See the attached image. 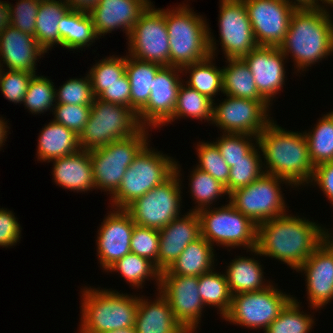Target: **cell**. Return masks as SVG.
Here are the masks:
<instances>
[{"label":"cell","mask_w":333,"mask_h":333,"mask_svg":"<svg viewBox=\"0 0 333 333\" xmlns=\"http://www.w3.org/2000/svg\"><path fill=\"white\" fill-rule=\"evenodd\" d=\"M286 1L294 4L297 8L320 7V5H321L319 3V0H286Z\"/></svg>","instance_id":"6f0895ef"},{"label":"cell","mask_w":333,"mask_h":333,"mask_svg":"<svg viewBox=\"0 0 333 333\" xmlns=\"http://www.w3.org/2000/svg\"><path fill=\"white\" fill-rule=\"evenodd\" d=\"M281 184L294 188L286 179L264 173L248 186L231 192L228 202L258 225L288 212Z\"/></svg>","instance_id":"8fae6325"},{"label":"cell","mask_w":333,"mask_h":333,"mask_svg":"<svg viewBox=\"0 0 333 333\" xmlns=\"http://www.w3.org/2000/svg\"><path fill=\"white\" fill-rule=\"evenodd\" d=\"M40 132L36 149L38 161L49 163L53 159L74 154L81 149L78 135L53 120L44 125Z\"/></svg>","instance_id":"4316f807"},{"label":"cell","mask_w":333,"mask_h":333,"mask_svg":"<svg viewBox=\"0 0 333 333\" xmlns=\"http://www.w3.org/2000/svg\"><path fill=\"white\" fill-rule=\"evenodd\" d=\"M214 143L231 168L234 163L244 160V157L257 145V137L249 134L223 133Z\"/></svg>","instance_id":"f6af8a7d"},{"label":"cell","mask_w":333,"mask_h":333,"mask_svg":"<svg viewBox=\"0 0 333 333\" xmlns=\"http://www.w3.org/2000/svg\"><path fill=\"white\" fill-rule=\"evenodd\" d=\"M219 40L225 59L243 58L258 47L243 0H220Z\"/></svg>","instance_id":"9a60e30c"},{"label":"cell","mask_w":333,"mask_h":333,"mask_svg":"<svg viewBox=\"0 0 333 333\" xmlns=\"http://www.w3.org/2000/svg\"><path fill=\"white\" fill-rule=\"evenodd\" d=\"M151 4L150 0H100L90 12L97 37L120 28L128 37L138 18Z\"/></svg>","instance_id":"7402d4cb"},{"label":"cell","mask_w":333,"mask_h":333,"mask_svg":"<svg viewBox=\"0 0 333 333\" xmlns=\"http://www.w3.org/2000/svg\"><path fill=\"white\" fill-rule=\"evenodd\" d=\"M59 35L62 47L69 50H83L99 39L95 33L89 13L69 10L59 22ZM82 48V49H81Z\"/></svg>","instance_id":"4dcf8cb0"},{"label":"cell","mask_w":333,"mask_h":333,"mask_svg":"<svg viewBox=\"0 0 333 333\" xmlns=\"http://www.w3.org/2000/svg\"><path fill=\"white\" fill-rule=\"evenodd\" d=\"M101 222L96 245L100 266L106 271L116 261L131 252L134 221L125 209H115Z\"/></svg>","instance_id":"ffe728a7"},{"label":"cell","mask_w":333,"mask_h":333,"mask_svg":"<svg viewBox=\"0 0 333 333\" xmlns=\"http://www.w3.org/2000/svg\"><path fill=\"white\" fill-rule=\"evenodd\" d=\"M213 60L214 57L210 55L202 61L186 65L182 68V75L189 73V80L185 84L215 102L214 97L218 92L223 93V78L222 68H217Z\"/></svg>","instance_id":"836d02e7"},{"label":"cell","mask_w":333,"mask_h":333,"mask_svg":"<svg viewBox=\"0 0 333 333\" xmlns=\"http://www.w3.org/2000/svg\"><path fill=\"white\" fill-rule=\"evenodd\" d=\"M259 150L257 144L244 157V160L234 163L230 168L228 184L225 186L228 195L238 188L248 186L264 174L263 160Z\"/></svg>","instance_id":"60d3db41"},{"label":"cell","mask_w":333,"mask_h":333,"mask_svg":"<svg viewBox=\"0 0 333 333\" xmlns=\"http://www.w3.org/2000/svg\"><path fill=\"white\" fill-rule=\"evenodd\" d=\"M296 272H304L306 276L310 308L318 311L333 300V236L331 233Z\"/></svg>","instance_id":"d6986e66"},{"label":"cell","mask_w":333,"mask_h":333,"mask_svg":"<svg viewBox=\"0 0 333 333\" xmlns=\"http://www.w3.org/2000/svg\"><path fill=\"white\" fill-rule=\"evenodd\" d=\"M90 112L91 105L56 104L53 108V121L79 135L88 122Z\"/></svg>","instance_id":"681fc988"},{"label":"cell","mask_w":333,"mask_h":333,"mask_svg":"<svg viewBox=\"0 0 333 333\" xmlns=\"http://www.w3.org/2000/svg\"><path fill=\"white\" fill-rule=\"evenodd\" d=\"M161 67L159 64L128 57L126 54V74L131 87L130 108L136 114L147 104L153 79Z\"/></svg>","instance_id":"1f68e13d"},{"label":"cell","mask_w":333,"mask_h":333,"mask_svg":"<svg viewBox=\"0 0 333 333\" xmlns=\"http://www.w3.org/2000/svg\"><path fill=\"white\" fill-rule=\"evenodd\" d=\"M276 123L273 119L257 136L264 173L284 178L295 188L308 186L315 167L304 132L287 131Z\"/></svg>","instance_id":"7a4b0ae2"},{"label":"cell","mask_w":333,"mask_h":333,"mask_svg":"<svg viewBox=\"0 0 333 333\" xmlns=\"http://www.w3.org/2000/svg\"><path fill=\"white\" fill-rule=\"evenodd\" d=\"M180 167L176 162L175 173L168 180L152 188L125 209L136 225L160 230L179 217L182 206Z\"/></svg>","instance_id":"30bf717a"},{"label":"cell","mask_w":333,"mask_h":333,"mask_svg":"<svg viewBox=\"0 0 333 333\" xmlns=\"http://www.w3.org/2000/svg\"><path fill=\"white\" fill-rule=\"evenodd\" d=\"M189 187L190 193L195 201L194 208L189 211L198 212L201 209L209 208L210 205H213V202H216L217 199L224 195H228L225 186L221 184L218 180L212 177L209 173H206L197 167H194L191 171Z\"/></svg>","instance_id":"f35d334b"},{"label":"cell","mask_w":333,"mask_h":333,"mask_svg":"<svg viewBox=\"0 0 333 333\" xmlns=\"http://www.w3.org/2000/svg\"><path fill=\"white\" fill-rule=\"evenodd\" d=\"M184 3L175 9H164L170 45V66L183 68L217 55L216 40L200 14ZM198 14V15H197Z\"/></svg>","instance_id":"277c9868"},{"label":"cell","mask_w":333,"mask_h":333,"mask_svg":"<svg viewBox=\"0 0 333 333\" xmlns=\"http://www.w3.org/2000/svg\"><path fill=\"white\" fill-rule=\"evenodd\" d=\"M322 7L296 8L279 49L293 59L296 71H306L333 53V17ZM327 56V57H326Z\"/></svg>","instance_id":"3957f363"},{"label":"cell","mask_w":333,"mask_h":333,"mask_svg":"<svg viewBox=\"0 0 333 333\" xmlns=\"http://www.w3.org/2000/svg\"><path fill=\"white\" fill-rule=\"evenodd\" d=\"M104 333H136V330H135V327H130V328H122L119 330L104 332Z\"/></svg>","instance_id":"91938a15"},{"label":"cell","mask_w":333,"mask_h":333,"mask_svg":"<svg viewBox=\"0 0 333 333\" xmlns=\"http://www.w3.org/2000/svg\"><path fill=\"white\" fill-rule=\"evenodd\" d=\"M258 46H277L284 41L290 18L297 8L286 0H243Z\"/></svg>","instance_id":"2e32d148"},{"label":"cell","mask_w":333,"mask_h":333,"mask_svg":"<svg viewBox=\"0 0 333 333\" xmlns=\"http://www.w3.org/2000/svg\"><path fill=\"white\" fill-rule=\"evenodd\" d=\"M236 257L230 261L224 272L231 295L261 291L273 284L264 279V268L259 260L241 255Z\"/></svg>","instance_id":"f1b7e54d"},{"label":"cell","mask_w":333,"mask_h":333,"mask_svg":"<svg viewBox=\"0 0 333 333\" xmlns=\"http://www.w3.org/2000/svg\"><path fill=\"white\" fill-rule=\"evenodd\" d=\"M213 103L207 96L185 85L183 81L178 90L173 116L165 125L177 119L187 117L201 121L204 119V122L209 121L211 124L213 119Z\"/></svg>","instance_id":"e575fe53"},{"label":"cell","mask_w":333,"mask_h":333,"mask_svg":"<svg viewBox=\"0 0 333 333\" xmlns=\"http://www.w3.org/2000/svg\"><path fill=\"white\" fill-rule=\"evenodd\" d=\"M81 294L79 333H104L134 327L138 296L91 286L84 287Z\"/></svg>","instance_id":"5b68a950"},{"label":"cell","mask_w":333,"mask_h":333,"mask_svg":"<svg viewBox=\"0 0 333 333\" xmlns=\"http://www.w3.org/2000/svg\"><path fill=\"white\" fill-rule=\"evenodd\" d=\"M11 25L10 3L0 0V33Z\"/></svg>","instance_id":"9f6ffc18"},{"label":"cell","mask_w":333,"mask_h":333,"mask_svg":"<svg viewBox=\"0 0 333 333\" xmlns=\"http://www.w3.org/2000/svg\"><path fill=\"white\" fill-rule=\"evenodd\" d=\"M314 183V184H313ZM310 185L319 186L333 205V161L318 164L314 168L313 178Z\"/></svg>","instance_id":"db71d44e"},{"label":"cell","mask_w":333,"mask_h":333,"mask_svg":"<svg viewBox=\"0 0 333 333\" xmlns=\"http://www.w3.org/2000/svg\"><path fill=\"white\" fill-rule=\"evenodd\" d=\"M69 10L70 7L64 0L40 2L34 37L46 53L55 44L62 47V40L59 35V22Z\"/></svg>","instance_id":"f546056e"},{"label":"cell","mask_w":333,"mask_h":333,"mask_svg":"<svg viewBox=\"0 0 333 333\" xmlns=\"http://www.w3.org/2000/svg\"><path fill=\"white\" fill-rule=\"evenodd\" d=\"M271 284L266 289L232 295L231 307L223 320L250 329H264L278 317L293 298Z\"/></svg>","instance_id":"7c38bea8"},{"label":"cell","mask_w":333,"mask_h":333,"mask_svg":"<svg viewBox=\"0 0 333 333\" xmlns=\"http://www.w3.org/2000/svg\"><path fill=\"white\" fill-rule=\"evenodd\" d=\"M40 2L39 0H18L15 6L10 4L11 25L22 33L34 36Z\"/></svg>","instance_id":"f907efd6"},{"label":"cell","mask_w":333,"mask_h":333,"mask_svg":"<svg viewBox=\"0 0 333 333\" xmlns=\"http://www.w3.org/2000/svg\"><path fill=\"white\" fill-rule=\"evenodd\" d=\"M22 227L12 211L0 208V247H11L21 239Z\"/></svg>","instance_id":"816d5d0a"},{"label":"cell","mask_w":333,"mask_h":333,"mask_svg":"<svg viewBox=\"0 0 333 333\" xmlns=\"http://www.w3.org/2000/svg\"><path fill=\"white\" fill-rule=\"evenodd\" d=\"M143 297H138L136 333H188L176 320L167 298L159 290L154 301Z\"/></svg>","instance_id":"484cf974"},{"label":"cell","mask_w":333,"mask_h":333,"mask_svg":"<svg viewBox=\"0 0 333 333\" xmlns=\"http://www.w3.org/2000/svg\"><path fill=\"white\" fill-rule=\"evenodd\" d=\"M284 214L257 225L254 256H266L297 270L328 237L329 231L304 217Z\"/></svg>","instance_id":"6da1fadb"},{"label":"cell","mask_w":333,"mask_h":333,"mask_svg":"<svg viewBox=\"0 0 333 333\" xmlns=\"http://www.w3.org/2000/svg\"><path fill=\"white\" fill-rule=\"evenodd\" d=\"M130 248L132 253L149 259L158 269L159 230L135 224Z\"/></svg>","instance_id":"7dc6e473"},{"label":"cell","mask_w":333,"mask_h":333,"mask_svg":"<svg viewBox=\"0 0 333 333\" xmlns=\"http://www.w3.org/2000/svg\"><path fill=\"white\" fill-rule=\"evenodd\" d=\"M214 247L202 236L191 242L160 275L201 276L214 269Z\"/></svg>","instance_id":"83f0119b"},{"label":"cell","mask_w":333,"mask_h":333,"mask_svg":"<svg viewBox=\"0 0 333 333\" xmlns=\"http://www.w3.org/2000/svg\"><path fill=\"white\" fill-rule=\"evenodd\" d=\"M196 150L199 164L195 167L209 173L221 184L226 186L228 184L230 167L222 158L221 152L214 141H199Z\"/></svg>","instance_id":"ee69618b"},{"label":"cell","mask_w":333,"mask_h":333,"mask_svg":"<svg viewBox=\"0 0 333 333\" xmlns=\"http://www.w3.org/2000/svg\"><path fill=\"white\" fill-rule=\"evenodd\" d=\"M147 129L141 127L132 136L89 150L95 189L104 190L110 196L118 190L127 168L149 143Z\"/></svg>","instance_id":"52a82bcc"},{"label":"cell","mask_w":333,"mask_h":333,"mask_svg":"<svg viewBox=\"0 0 333 333\" xmlns=\"http://www.w3.org/2000/svg\"><path fill=\"white\" fill-rule=\"evenodd\" d=\"M54 82L45 76L33 75L24 96V106L32 114L52 111L56 105Z\"/></svg>","instance_id":"b9f144b4"},{"label":"cell","mask_w":333,"mask_h":333,"mask_svg":"<svg viewBox=\"0 0 333 333\" xmlns=\"http://www.w3.org/2000/svg\"><path fill=\"white\" fill-rule=\"evenodd\" d=\"M211 208V209H210ZM201 236L212 246L243 247L247 252L257 246V225L230 202L198 212Z\"/></svg>","instance_id":"9c48e42d"},{"label":"cell","mask_w":333,"mask_h":333,"mask_svg":"<svg viewBox=\"0 0 333 333\" xmlns=\"http://www.w3.org/2000/svg\"><path fill=\"white\" fill-rule=\"evenodd\" d=\"M128 56L170 66V45L164 9L150 5L138 18L128 38Z\"/></svg>","instance_id":"4fadbf2b"},{"label":"cell","mask_w":333,"mask_h":333,"mask_svg":"<svg viewBox=\"0 0 333 333\" xmlns=\"http://www.w3.org/2000/svg\"><path fill=\"white\" fill-rule=\"evenodd\" d=\"M159 291L167 298L176 320L188 333H194L205 307L198 291V277L160 275Z\"/></svg>","instance_id":"e0dca14e"},{"label":"cell","mask_w":333,"mask_h":333,"mask_svg":"<svg viewBox=\"0 0 333 333\" xmlns=\"http://www.w3.org/2000/svg\"><path fill=\"white\" fill-rule=\"evenodd\" d=\"M179 73H182V68L175 66H162L157 71L150 98L137 113L142 127L161 128L173 116L178 90L183 82Z\"/></svg>","instance_id":"ac0fdd59"},{"label":"cell","mask_w":333,"mask_h":333,"mask_svg":"<svg viewBox=\"0 0 333 333\" xmlns=\"http://www.w3.org/2000/svg\"><path fill=\"white\" fill-rule=\"evenodd\" d=\"M200 236V218L194 211L181 214L160 229L158 270L160 272L167 270L184 249Z\"/></svg>","instance_id":"603a6c76"},{"label":"cell","mask_w":333,"mask_h":333,"mask_svg":"<svg viewBox=\"0 0 333 333\" xmlns=\"http://www.w3.org/2000/svg\"><path fill=\"white\" fill-rule=\"evenodd\" d=\"M198 291L204 306L217 308L223 318L230 310V294L225 274L210 272L198 277Z\"/></svg>","instance_id":"74e56055"},{"label":"cell","mask_w":333,"mask_h":333,"mask_svg":"<svg viewBox=\"0 0 333 333\" xmlns=\"http://www.w3.org/2000/svg\"><path fill=\"white\" fill-rule=\"evenodd\" d=\"M7 121H5V119H3V117H0V149L1 147H3V145H5V141H7L6 139L8 138V131L7 129H9V126L7 125Z\"/></svg>","instance_id":"680465c9"},{"label":"cell","mask_w":333,"mask_h":333,"mask_svg":"<svg viewBox=\"0 0 333 333\" xmlns=\"http://www.w3.org/2000/svg\"><path fill=\"white\" fill-rule=\"evenodd\" d=\"M44 53L34 36L22 33L12 25L0 33V68L6 66L5 71H26L35 75L36 63Z\"/></svg>","instance_id":"cb8c5ba5"},{"label":"cell","mask_w":333,"mask_h":333,"mask_svg":"<svg viewBox=\"0 0 333 333\" xmlns=\"http://www.w3.org/2000/svg\"><path fill=\"white\" fill-rule=\"evenodd\" d=\"M222 68L223 94L250 100H266L258 91L250 68L242 58L226 59Z\"/></svg>","instance_id":"d6a6232c"},{"label":"cell","mask_w":333,"mask_h":333,"mask_svg":"<svg viewBox=\"0 0 333 333\" xmlns=\"http://www.w3.org/2000/svg\"><path fill=\"white\" fill-rule=\"evenodd\" d=\"M300 305V302L293 297L264 333H310L315 319L312 314L301 311Z\"/></svg>","instance_id":"ab89813d"},{"label":"cell","mask_w":333,"mask_h":333,"mask_svg":"<svg viewBox=\"0 0 333 333\" xmlns=\"http://www.w3.org/2000/svg\"><path fill=\"white\" fill-rule=\"evenodd\" d=\"M309 157L314 165L333 161V111L318 119L311 131H304Z\"/></svg>","instance_id":"8d00e7d4"},{"label":"cell","mask_w":333,"mask_h":333,"mask_svg":"<svg viewBox=\"0 0 333 333\" xmlns=\"http://www.w3.org/2000/svg\"><path fill=\"white\" fill-rule=\"evenodd\" d=\"M51 161L53 180L59 187L77 193L95 190L89 150L80 149L74 154Z\"/></svg>","instance_id":"d4e9b609"},{"label":"cell","mask_w":333,"mask_h":333,"mask_svg":"<svg viewBox=\"0 0 333 333\" xmlns=\"http://www.w3.org/2000/svg\"><path fill=\"white\" fill-rule=\"evenodd\" d=\"M148 143L127 168L118 190L110 197L111 210L126 209L132 202L159 186L175 173L176 161Z\"/></svg>","instance_id":"8992f818"},{"label":"cell","mask_w":333,"mask_h":333,"mask_svg":"<svg viewBox=\"0 0 333 333\" xmlns=\"http://www.w3.org/2000/svg\"><path fill=\"white\" fill-rule=\"evenodd\" d=\"M71 10L89 13L100 3V0H64Z\"/></svg>","instance_id":"11a10c76"},{"label":"cell","mask_w":333,"mask_h":333,"mask_svg":"<svg viewBox=\"0 0 333 333\" xmlns=\"http://www.w3.org/2000/svg\"><path fill=\"white\" fill-rule=\"evenodd\" d=\"M242 59L250 68L259 93L272 104L285 85L284 64L288 58L277 46H258Z\"/></svg>","instance_id":"44dd1931"},{"label":"cell","mask_w":333,"mask_h":333,"mask_svg":"<svg viewBox=\"0 0 333 333\" xmlns=\"http://www.w3.org/2000/svg\"><path fill=\"white\" fill-rule=\"evenodd\" d=\"M126 73V56L112 55L96 62L88 74L95 97H98L107 86L119 81Z\"/></svg>","instance_id":"7bdbcfd3"},{"label":"cell","mask_w":333,"mask_h":333,"mask_svg":"<svg viewBox=\"0 0 333 333\" xmlns=\"http://www.w3.org/2000/svg\"><path fill=\"white\" fill-rule=\"evenodd\" d=\"M106 272H118L125 279L126 283L137 290L142 289V285L148 279H155L157 291L160 286V271L149 259L141 257L132 252L126 254L123 258L111 265Z\"/></svg>","instance_id":"d590c367"},{"label":"cell","mask_w":333,"mask_h":333,"mask_svg":"<svg viewBox=\"0 0 333 333\" xmlns=\"http://www.w3.org/2000/svg\"><path fill=\"white\" fill-rule=\"evenodd\" d=\"M55 90L56 104L92 105L95 99L90 76L65 81Z\"/></svg>","instance_id":"bcb514c9"},{"label":"cell","mask_w":333,"mask_h":333,"mask_svg":"<svg viewBox=\"0 0 333 333\" xmlns=\"http://www.w3.org/2000/svg\"><path fill=\"white\" fill-rule=\"evenodd\" d=\"M34 74L26 71H16L0 68V90L4 97L14 104H23L30 80Z\"/></svg>","instance_id":"c3c4849f"},{"label":"cell","mask_w":333,"mask_h":333,"mask_svg":"<svg viewBox=\"0 0 333 333\" xmlns=\"http://www.w3.org/2000/svg\"><path fill=\"white\" fill-rule=\"evenodd\" d=\"M131 87L125 73L118 82L107 86L97 98L106 102L121 104L130 108Z\"/></svg>","instance_id":"f5cc1de1"},{"label":"cell","mask_w":333,"mask_h":333,"mask_svg":"<svg viewBox=\"0 0 333 333\" xmlns=\"http://www.w3.org/2000/svg\"><path fill=\"white\" fill-rule=\"evenodd\" d=\"M271 105L267 100H250L226 95L219 105L213 103L212 124L221 129L222 133L249 134L257 137L273 120L269 115Z\"/></svg>","instance_id":"5bb4252c"},{"label":"cell","mask_w":333,"mask_h":333,"mask_svg":"<svg viewBox=\"0 0 333 333\" xmlns=\"http://www.w3.org/2000/svg\"><path fill=\"white\" fill-rule=\"evenodd\" d=\"M142 126L129 107L95 97L88 122L78 135L82 150H93L135 134Z\"/></svg>","instance_id":"ba28073f"},{"label":"cell","mask_w":333,"mask_h":333,"mask_svg":"<svg viewBox=\"0 0 333 333\" xmlns=\"http://www.w3.org/2000/svg\"><path fill=\"white\" fill-rule=\"evenodd\" d=\"M320 2L322 1V4H324V5H320V7H322V8H324V9H326V10H328L329 8H328V6L330 7L331 6V8L333 7V0H319ZM326 4V5H325ZM325 6H326V8H325Z\"/></svg>","instance_id":"94428289"}]
</instances>
